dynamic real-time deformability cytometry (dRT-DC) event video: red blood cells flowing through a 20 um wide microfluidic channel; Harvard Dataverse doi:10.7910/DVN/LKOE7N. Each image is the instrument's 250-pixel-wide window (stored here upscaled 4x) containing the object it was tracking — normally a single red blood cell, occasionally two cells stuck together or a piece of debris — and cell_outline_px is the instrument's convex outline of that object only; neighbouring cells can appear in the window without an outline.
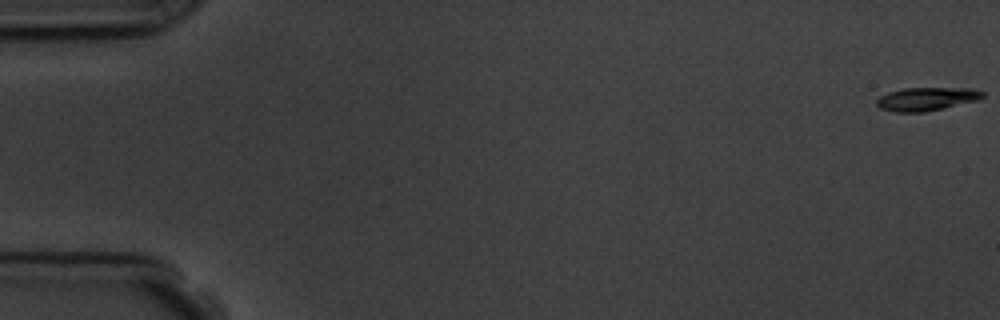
{"species": "common noctule bat (a hibernating species)", "species_latin": "Nyctalus noctula", "temperature_condition": "room temperature", "stored_images_in_passage": 7, "camera_frame_rate_fps": 3000, "um_per_image_px": 0.085, "animal": {"sex": "male", "body_mass_g": 19.5, "forearm_length_mm": 54.6}, "frame": {"image": 1, "passage_image": 1, "time_ms": 0.0, "image_size_px": [1000, 320], "cell_outline_px": [[984, 96], [976, 100], [944, 108], [924, 112], [896, 112], [880, 108], [876, 104], [876, 100], [880, 96], [888, 92], [904, 88], [976, 88], [984, 92]], "centroid_in_image_um": [78.75, 8.4], "position_along_channel_um": 6.2, "area_um2": 14.39}}
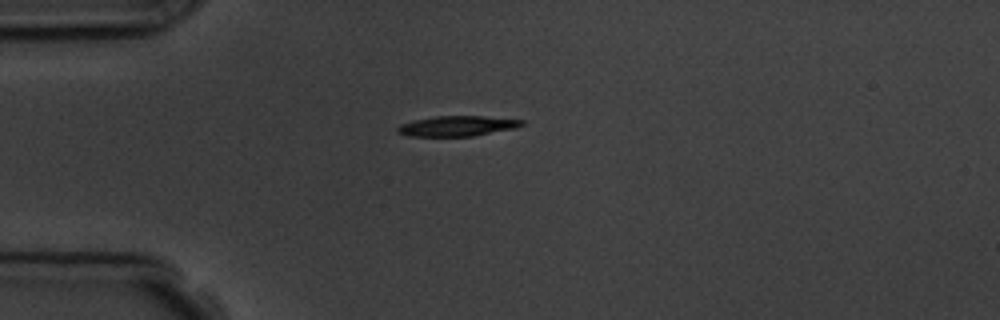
{"frame": {"image": 2, "passage_image": 5, "time_ms": 4.667, "image_size_px": [1000, 320], "cell_outline_px": [[524, 124], [516, 128], [472, 136], [408, 136], [396, 132], [396, 128], [400, 124], [416, 120], [436, 116], [484, 116], [524, 120]], "centroid_in_image_um": [38.86, 10.71], "position_along_channel_um": 46.1, "area_um2": 14.62}}
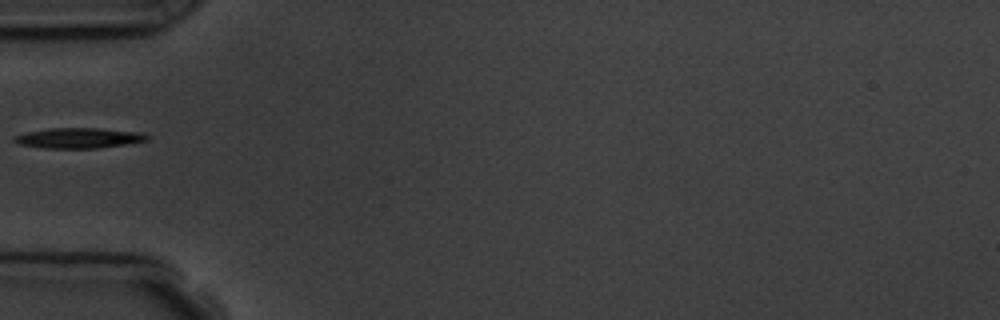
{"frame": {"image": 3, "passage_image": 6, "time_ms": 6.0, "image_size_px": [1000, 320], "cell_outline_px": [[148, 140], [124, 144], [96, 148], [44, 148], [20, 144], [12, 140], [12, 136], [28, 132], [48, 128], [100, 128], [140, 132], [148, 136]], "centroid_in_image_um": [6.65, 11.72], "position_along_channel_um": 78.3, "area_um2": 15.61}}